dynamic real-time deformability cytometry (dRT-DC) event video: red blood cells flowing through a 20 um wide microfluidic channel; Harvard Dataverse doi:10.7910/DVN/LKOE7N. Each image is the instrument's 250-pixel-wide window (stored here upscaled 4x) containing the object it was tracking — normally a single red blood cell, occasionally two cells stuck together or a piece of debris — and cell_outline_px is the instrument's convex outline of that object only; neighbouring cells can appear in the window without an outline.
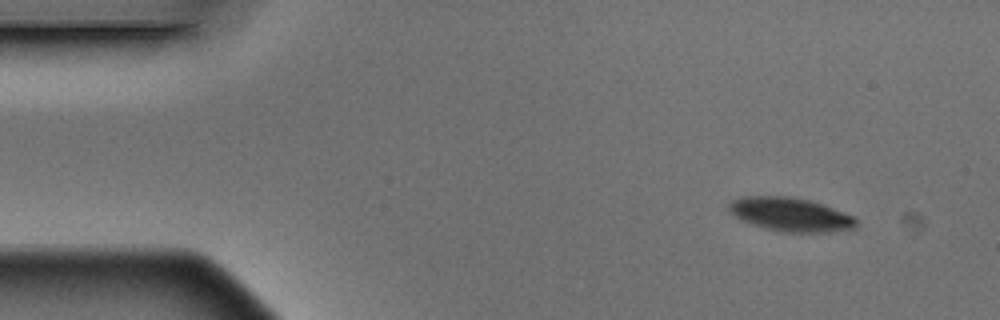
{"species": "Egyptian fruit bat (a non-hibernating species)", "species_latin": "Rousettus aegyptiacus", "temperature_condition": "warm", "stored_images_in_passage": 6, "segment_of_instrument_passage": [1, 2], "camera_frame_rate_fps": 3000, "um_per_image_px": 0.085, "animal": {"sex": "male"}, "frame": {"image": 1, "passage_image": 1, "time_ms": 0.0, "image_size_px": [1000, 320], "cell_outline_px": [[856, 228], [828, 232], [784, 232], [764, 228], [752, 224], [736, 216], [728, 208], [728, 204], [732, 200], [740, 196], [788, 196], [808, 200], [832, 208], [852, 216], [856, 220]], "centroid_in_image_um": [67.17, 18.23], "position_along_channel_um": 17.8, "area_um2": 24.62}}